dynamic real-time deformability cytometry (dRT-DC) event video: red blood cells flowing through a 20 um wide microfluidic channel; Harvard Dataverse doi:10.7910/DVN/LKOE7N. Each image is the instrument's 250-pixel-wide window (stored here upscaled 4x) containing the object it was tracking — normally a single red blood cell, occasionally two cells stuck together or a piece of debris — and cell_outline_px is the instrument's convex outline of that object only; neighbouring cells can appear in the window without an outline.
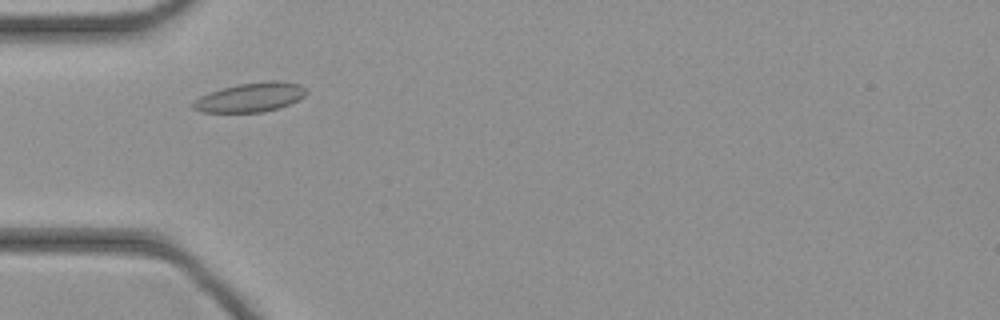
{"species": "common noctule bat (a hibernating species)", "species_latin": "Nyctalus noctula", "temperature_condition": "cold", "stored_images_in_passage": 38, "camera_frame_rate_fps": 3000, "um_per_image_px": 0.085, "animal": {"sex": "female", "body_mass_g": 21.9}, "frame": {"image": 1, "passage_image": 7, "time_ms": 2.0, "image_size_px": [1000, 320], "cell_outline_px": [[308, 92], [304, 96], [280, 108], [264, 112], [200, 112], [192, 108], [192, 104], [200, 96], [236, 84], [272, 80], [276, 80], [300, 84]], "centroid_in_image_um": [21.3, 8.27], "position_along_channel_um": 63.7, "area_um2": 19.13}}
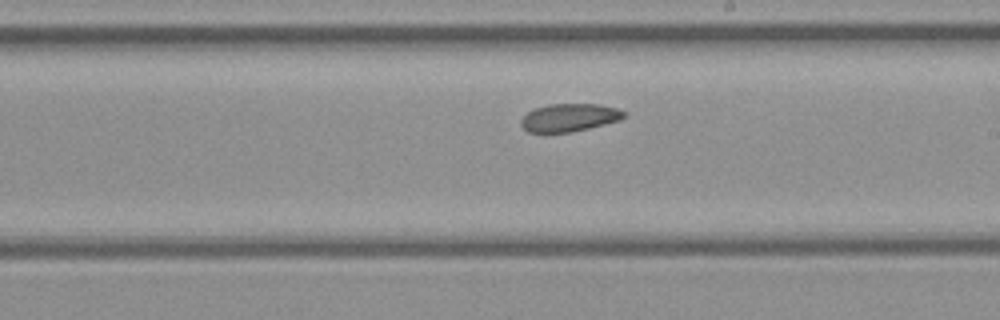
{"frame": {"image": 2, "passage_image": 19, "time_ms": 6.0, "image_size_px": [1000, 320], "cell_outline_px": [[628, 116], [620, 120], [572, 132], [544, 136], [528, 132], [520, 124], [520, 120], [528, 112], [536, 108], [548, 104], [600, 104], [616, 108], [628, 112]], "centroid_in_image_um": [48.37, 10.03], "position_along_channel_um": 240.6, "area_um2": 17.4}}
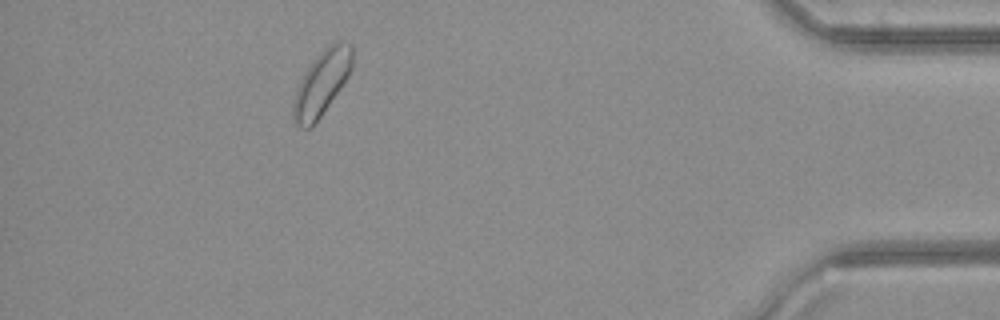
{"frame": {"image": 3, "passage_image": 34, "time_ms": 11.0, "image_size_px": [1000, 320], "cell_outline_px": [[352, 68], [348, 76], [340, 88], [312, 128], [300, 128], [296, 124], [292, 116], [292, 104], [296, 88], [304, 72], [316, 56], [332, 40], [344, 40], [352, 44]], "centroid_in_image_um": [27.33, 7.03], "position_along_channel_um": 407.9, "area_um2": 22.48}}